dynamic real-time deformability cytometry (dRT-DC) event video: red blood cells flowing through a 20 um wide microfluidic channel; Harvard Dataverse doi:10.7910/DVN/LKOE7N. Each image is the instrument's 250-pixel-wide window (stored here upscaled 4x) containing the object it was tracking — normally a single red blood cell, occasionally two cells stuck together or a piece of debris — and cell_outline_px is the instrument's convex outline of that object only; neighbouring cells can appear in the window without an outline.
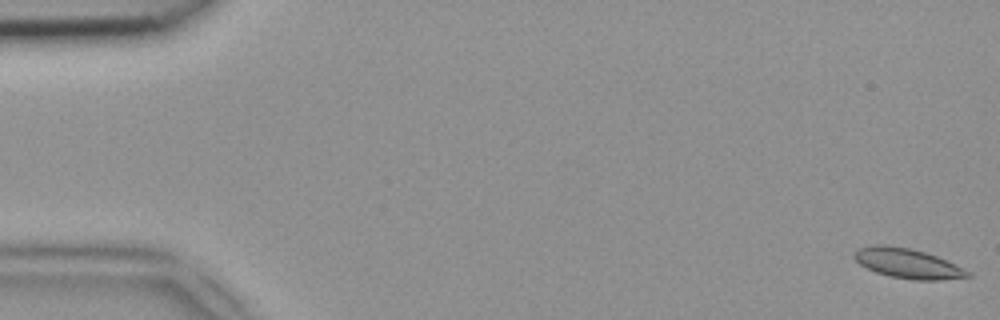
{"species": "common noctule bat (a hibernating species)", "species_latin": "Nyctalus noctula", "temperature_condition": "room temperature", "stored_images_in_passage": 50, "camera_frame_rate_fps": 3000, "um_per_image_px": 0.085, "animal": {"sex": "female", "body_mass_g": 18.4}, "frame": {"image": 1, "passage_image": 1, "time_ms": 0.0, "image_size_px": [1000, 320], "cell_outline_px": [[972, 276], [940, 280], [912, 280], [888, 276], [876, 272], [860, 264], [852, 256], [860, 248], [872, 244], [888, 244], [912, 248], [936, 256], [972, 272]], "centroid_in_image_um": [77.15, 22.38], "position_along_channel_um": 7.9, "area_um2": 19.77}}
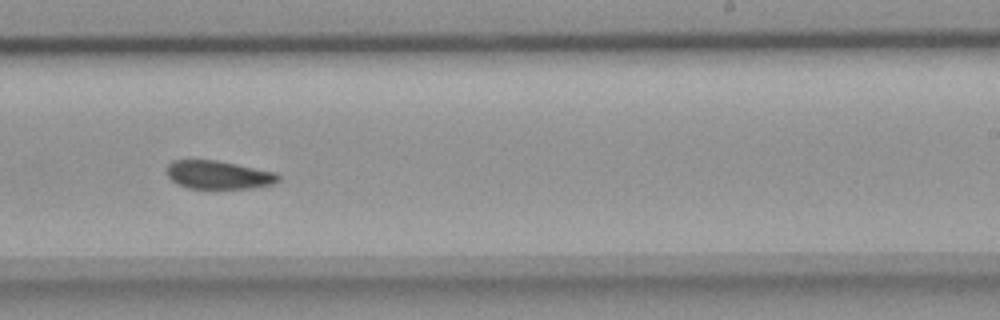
{"frame": {"image": 2, "passage_image": 31, "time_ms": 10.0, "image_size_px": [1000, 320], "cell_outline_px": [[280, 180], [272, 184], [252, 188], [188, 188], [176, 184], [168, 176], [168, 164], [172, 160], [216, 160], [276, 172], [280, 176]], "centroid_in_image_um": [18.58, 14.86], "position_along_channel_um": 270.4, "area_um2": 18.32}}
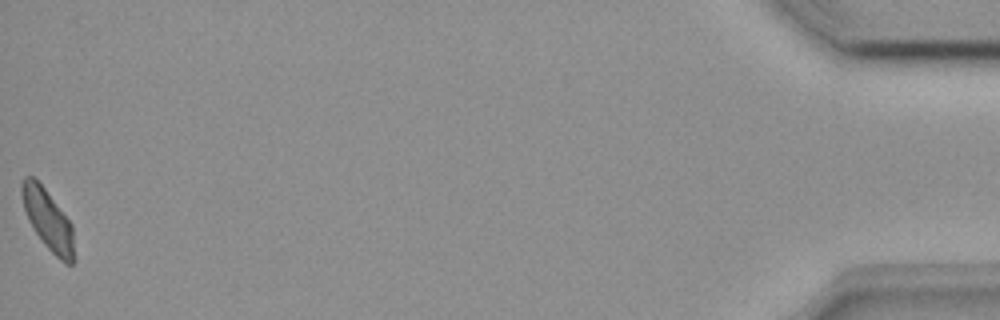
{"frame": {"image": 3, "passage_image": 50, "time_ms": 16.333, "image_size_px": [1000, 320], "cell_outline_px": [[76, 260], [72, 264], [64, 264], [44, 244], [28, 220], [24, 208], [20, 192], [20, 184], [24, 176], [32, 176], [44, 188], [72, 224]], "centroid_in_image_um": [4.09, 18.72], "position_along_channel_um": 431.1, "area_um2": 18.5}}